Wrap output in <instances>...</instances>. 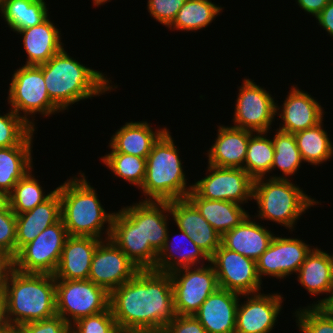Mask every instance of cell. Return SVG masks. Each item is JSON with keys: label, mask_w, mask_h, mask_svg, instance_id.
<instances>
[{"label": "cell", "mask_w": 333, "mask_h": 333, "mask_svg": "<svg viewBox=\"0 0 333 333\" xmlns=\"http://www.w3.org/2000/svg\"><path fill=\"white\" fill-rule=\"evenodd\" d=\"M169 210L178 229L184 231L210 258L221 245L222 235L204 219L188 198L169 201Z\"/></svg>", "instance_id": "18"}, {"label": "cell", "mask_w": 333, "mask_h": 333, "mask_svg": "<svg viewBox=\"0 0 333 333\" xmlns=\"http://www.w3.org/2000/svg\"><path fill=\"white\" fill-rule=\"evenodd\" d=\"M219 288L239 294H255L261 291L256 261L225 248L222 244L210 257Z\"/></svg>", "instance_id": "13"}, {"label": "cell", "mask_w": 333, "mask_h": 333, "mask_svg": "<svg viewBox=\"0 0 333 333\" xmlns=\"http://www.w3.org/2000/svg\"><path fill=\"white\" fill-rule=\"evenodd\" d=\"M11 326L7 320L6 299L3 289H0V333H9Z\"/></svg>", "instance_id": "49"}, {"label": "cell", "mask_w": 333, "mask_h": 333, "mask_svg": "<svg viewBox=\"0 0 333 333\" xmlns=\"http://www.w3.org/2000/svg\"><path fill=\"white\" fill-rule=\"evenodd\" d=\"M168 130L153 144L146 158V175L140 188L146 197L144 201L187 198L193 189V183L186 185L188 179L183 171L179 150Z\"/></svg>", "instance_id": "5"}, {"label": "cell", "mask_w": 333, "mask_h": 333, "mask_svg": "<svg viewBox=\"0 0 333 333\" xmlns=\"http://www.w3.org/2000/svg\"><path fill=\"white\" fill-rule=\"evenodd\" d=\"M16 33L23 36L22 44L27 53V61L24 65L38 66L46 63L64 47L61 42V33L49 17L39 25Z\"/></svg>", "instance_id": "27"}, {"label": "cell", "mask_w": 333, "mask_h": 333, "mask_svg": "<svg viewBox=\"0 0 333 333\" xmlns=\"http://www.w3.org/2000/svg\"><path fill=\"white\" fill-rule=\"evenodd\" d=\"M164 330L165 333H208L194 315H176Z\"/></svg>", "instance_id": "45"}, {"label": "cell", "mask_w": 333, "mask_h": 333, "mask_svg": "<svg viewBox=\"0 0 333 333\" xmlns=\"http://www.w3.org/2000/svg\"><path fill=\"white\" fill-rule=\"evenodd\" d=\"M71 327L72 333H121L110 307L101 313L78 319Z\"/></svg>", "instance_id": "41"}, {"label": "cell", "mask_w": 333, "mask_h": 333, "mask_svg": "<svg viewBox=\"0 0 333 333\" xmlns=\"http://www.w3.org/2000/svg\"><path fill=\"white\" fill-rule=\"evenodd\" d=\"M253 200L258 205L256 217L270 220L293 231L297 220L319 202L308 196L290 178H259L254 180Z\"/></svg>", "instance_id": "6"}, {"label": "cell", "mask_w": 333, "mask_h": 333, "mask_svg": "<svg viewBox=\"0 0 333 333\" xmlns=\"http://www.w3.org/2000/svg\"><path fill=\"white\" fill-rule=\"evenodd\" d=\"M124 333H165L164 329L132 330Z\"/></svg>", "instance_id": "51"}, {"label": "cell", "mask_w": 333, "mask_h": 333, "mask_svg": "<svg viewBox=\"0 0 333 333\" xmlns=\"http://www.w3.org/2000/svg\"><path fill=\"white\" fill-rule=\"evenodd\" d=\"M297 280L311 295L327 294L323 299L310 304L325 306L333 294V279L329 256L320 248H313L299 268ZM329 293V294H328Z\"/></svg>", "instance_id": "26"}, {"label": "cell", "mask_w": 333, "mask_h": 333, "mask_svg": "<svg viewBox=\"0 0 333 333\" xmlns=\"http://www.w3.org/2000/svg\"><path fill=\"white\" fill-rule=\"evenodd\" d=\"M11 327L56 315V280L46 273H24L15 268L2 287Z\"/></svg>", "instance_id": "3"}, {"label": "cell", "mask_w": 333, "mask_h": 333, "mask_svg": "<svg viewBox=\"0 0 333 333\" xmlns=\"http://www.w3.org/2000/svg\"><path fill=\"white\" fill-rule=\"evenodd\" d=\"M268 133L255 132L248 141L243 169L253 180L264 178L266 173L271 172L275 149L272 139L266 136Z\"/></svg>", "instance_id": "35"}, {"label": "cell", "mask_w": 333, "mask_h": 333, "mask_svg": "<svg viewBox=\"0 0 333 333\" xmlns=\"http://www.w3.org/2000/svg\"><path fill=\"white\" fill-rule=\"evenodd\" d=\"M327 134L323 122L315 127L294 133L303 162L319 166L333 158V143Z\"/></svg>", "instance_id": "34"}, {"label": "cell", "mask_w": 333, "mask_h": 333, "mask_svg": "<svg viewBox=\"0 0 333 333\" xmlns=\"http://www.w3.org/2000/svg\"><path fill=\"white\" fill-rule=\"evenodd\" d=\"M179 232H180L179 233L180 240L179 239L178 240L180 242L179 241H174V242L175 243L179 242V243H181V245H179V243H177L178 244L177 246H174L170 242V237H169L170 234H169V231L167 232V238H166L165 244L158 253L155 267L153 270H156L159 272L171 273L172 271L178 270L180 268L194 267V266L197 267L200 264L206 265L203 263L205 260L210 262V258L205 254V252L202 249H200L184 231L180 230ZM181 236H182V238H181ZM182 239H185L186 241L184 240L185 242H183ZM184 243L190 247L189 248L187 246L188 250H187V248H186V250H184L185 246H186V245H184V247L182 246V244H184ZM179 246H182V247H179ZM178 248H181V249H178ZM182 249H183V251H181ZM176 253L178 255H176ZM200 261L202 263H200Z\"/></svg>", "instance_id": "30"}, {"label": "cell", "mask_w": 333, "mask_h": 333, "mask_svg": "<svg viewBox=\"0 0 333 333\" xmlns=\"http://www.w3.org/2000/svg\"><path fill=\"white\" fill-rule=\"evenodd\" d=\"M100 159L115 176L136 185L138 189L141 188L146 175V158L124 153H108Z\"/></svg>", "instance_id": "38"}, {"label": "cell", "mask_w": 333, "mask_h": 333, "mask_svg": "<svg viewBox=\"0 0 333 333\" xmlns=\"http://www.w3.org/2000/svg\"><path fill=\"white\" fill-rule=\"evenodd\" d=\"M250 295V296H249ZM246 301L238 303L235 333H270L282 310L280 293L241 294Z\"/></svg>", "instance_id": "16"}, {"label": "cell", "mask_w": 333, "mask_h": 333, "mask_svg": "<svg viewBox=\"0 0 333 333\" xmlns=\"http://www.w3.org/2000/svg\"><path fill=\"white\" fill-rule=\"evenodd\" d=\"M32 147L17 145L0 148V191L9 194L14 185L33 169Z\"/></svg>", "instance_id": "31"}, {"label": "cell", "mask_w": 333, "mask_h": 333, "mask_svg": "<svg viewBox=\"0 0 333 333\" xmlns=\"http://www.w3.org/2000/svg\"><path fill=\"white\" fill-rule=\"evenodd\" d=\"M255 132L233 126H219L215 143L209 148L208 164L223 168H243L248 141Z\"/></svg>", "instance_id": "23"}, {"label": "cell", "mask_w": 333, "mask_h": 333, "mask_svg": "<svg viewBox=\"0 0 333 333\" xmlns=\"http://www.w3.org/2000/svg\"><path fill=\"white\" fill-rule=\"evenodd\" d=\"M253 81L245 78L239 87L233 127L268 132L275 120L277 102L275 103L271 93Z\"/></svg>", "instance_id": "11"}, {"label": "cell", "mask_w": 333, "mask_h": 333, "mask_svg": "<svg viewBox=\"0 0 333 333\" xmlns=\"http://www.w3.org/2000/svg\"><path fill=\"white\" fill-rule=\"evenodd\" d=\"M208 264L180 268L170 273L177 315H194L219 288L214 267L210 262Z\"/></svg>", "instance_id": "10"}, {"label": "cell", "mask_w": 333, "mask_h": 333, "mask_svg": "<svg viewBox=\"0 0 333 333\" xmlns=\"http://www.w3.org/2000/svg\"><path fill=\"white\" fill-rule=\"evenodd\" d=\"M330 0H296L299 7L307 14L316 17Z\"/></svg>", "instance_id": "48"}, {"label": "cell", "mask_w": 333, "mask_h": 333, "mask_svg": "<svg viewBox=\"0 0 333 333\" xmlns=\"http://www.w3.org/2000/svg\"><path fill=\"white\" fill-rule=\"evenodd\" d=\"M9 208V194L0 191V211H6Z\"/></svg>", "instance_id": "50"}, {"label": "cell", "mask_w": 333, "mask_h": 333, "mask_svg": "<svg viewBox=\"0 0 333 333\" xmlns=\"http://www.w3.org/2000/svg\"><path fill=\"white\" fill-rule=\"evenodd\" d=\"M9 333H28L22 326L11 327Z\"/></svg>", "instance_id": "52"}, {"label": "cell", "mask_w": 333, "mask_h": 333, "mask_svg": "<svg viewBox=\"0 0 333 333\" xmlns=\"http://www.w3.org/2000/svg\"><path fill=\"white\" fill-rule=\"evenodd\" d=\"M241 294L218 288L194 314L208 333H235Z\"/></svg>", "instance_id": "20"}, {"label": "cell", "mask_w": 333, "mask_h": 333, "mask_svg": "<svg viewBox=\"0 0 333 333\" xmlns=\"http://www.w3.org/2000/svg\"><path fill=\"white\" fill-rule=\"evenodd\" d=\"M61 219L60 194H53L34 209L16 215V255L27 243L33 241L44 229Z\"/></svg>", "instance_id": "24"}, {"label": "cell", "mask_w": 333, "mask_h": 333, "mask_svg": "<svg viewBox=\"0 0 333 333\" xmlns=\"http://www.w3.org/2000/svg\"><path fill=\"white\" fill-rule=\"evenodd\" d=\"M28 333H72L71 324L59 315L22 325Z\"/></svg>", "instance_id": "44"}, {"label": "cell", "mask_w": 333, "mask_h": 333, "mask_svg": "<svg viewBox=\"0 0 333 333\" xmlns=\"http://www.w3.org/2000/svg\"><path fill=\"white\" fill-rule=\"evenodd\" d=\"M328 256H329V261H330V266H331V275H332V279H333V254H329L328 253Z\"/></svg>", "instance_id": "54"}, {"label": "cell", "mask_w": 333, "mask_h": 333, "mask_svg": "<svg viewBox=\"0 0 333 333\" xmlns=\"http://www.w3.org/2000/svg\"><path fill=\"white\" fill-rule=\"evenodd\" d=\"M0 250L16 256V215L10 207L0 211Z\"/></svg>", "instance_id": "42"}, {"label": "cell", "mask_w": 333, "mask_h": 333, "mask_svg": "<svg viewBox=\"0 0 333 333\" xmlns=\"http://www.w3.org/2000/svg\"><path fill=\"white\" fill-rule=\"evenodd\" d=\"M78 174L79 177H71L56 188L61 200V219L67 233L69 236H90L101 240L104 234L108 239L114 212L105 211L85 174Z\"/></svg>", "instance_id": "4"}, {"label": "cell", "mask_w": 333, "mask_h": 333, "mask_svg": "<svg viewBox=\"0 0 333 333\" xmlns=\"http://www.w3.org/2000/svg\"><path fill=\"white\" fill-rule=\"evenodd\" d=\"M140 269L110 239L102 240L92 257L89 272L91 282L109 293L132 279Z\"/></svg>", "instance_id": "14"}, {"label": "cell", "mask_w": 333, "mask_h": 333, "mask_svg": "<svg viewBox=\"0 0 333 333\" xmlns=\"http://www.w3.org/2000/svg\"><path fill=\"white\" fill-rule=\"evenodd\" d=\"M222 9L211 0H187L168 29L198 31L211 24Z\"/></svg>", "instance_id": "33"}, {"label": "cell", "mask_w": 333, "mask_h": 333, "mask_svg": "<svg viewBox=\"0 0 333 333\" xmlns=\"http://www.w3.org/2000/svg\"><path fill=\"white\" fill-rule=\"evenodd\" d=\"M274 236L271 230L252 221L248 215L239 225L222 235L221 244L229 250L257 261L267 250Z\"/></svg>", "instance_id": "25"}, {"label": "cell", "mask_w": 333, "mask_h": 333, "mask_svg": "<svg viewBox=\"0 0 333 333\" xmlns=\"http://www.w3.org/2000/svg\"><path fill=\"white\" fill-rule=\"evenodd\" d=\"M140 269H154L158 252L145 242L142 223H134L122 210L114 212L109 237Z\"/></svg>", "instance_id": "17"}, {"label": "cell", "mask_w": 333, "mask_h": 333, "mask_svg": "<svg viewBox=\"0 0 333 333\" xmlns=\"http://www.w3.org/2000/svg\"><path fill=\"white\" fill-rule=\"evenodd\" d=\"M63 220L44 229L14 257V268L24 273L54 274L68 238Z\"/></svg>", "instance_id": "9"}, {"label": "cell", "mask_w": 333, "mask_h": 333, "mask_svg": "<svg viewBox=\"0 0 333 333\" xmlns=\"http://www.w3.org/2000/svg\"><path fill=\"white\" fill-rule=\"evenodd\" d=\"M44 0H3L1 16L11 28L17 32L41 24L48 16V8Z\"/></svg>", "instance_id": "32"}, {"label": "cell", "mask_w": 333, "mask_h": 333, "mask_svg": "<svg viewBox=\"0 0 333 333\" xmlns=\"http://www.w3.org/2000/svg\"><path fill=\"white\" fill-rule=\"evenodd\" d=\"M14 269V257L8 252L0 250V289L4 282L9 278L10 273Z\"/></svg>", "instance_id": "47"}, {"label": "cell", "mask_w": 333, "mask_h": 333, "mask_svg": "<svg viewBox=\"0 0 333 333\" xmlns=\"http://www.w3.org/2000/svg\"><path fill=\"white\" fill-rule=\"evenodd\" d=\"M56 314L67 323L95 315L109 308L110 293L85 280H56Z\"/></svg>", "instance_id": "8"}, {"label": "cell", "mask_w": 333, "mask_h": 333, "mask_svg": "<svg viewBox=\"0 0 333 333\" xmlns=\"http://www.w3.org/2000/svg\"><path fill=\"white\" fill-rule=\"evenodd\" d=\"M286 96L283 107L276 104V115L283 122L278 130L294 134L315 127L323 121V107L307 92L293 85Z\"/></svg>", "instance_id": "19"}, {"label": "cell", "mask_w": 333, "mask_h": 333, "mask_svg": "<svg viewBox=\"0 0 333 333\" xmlns=\"http://www.w3.org/2000/svg\"><path fill=\"white\" fill-rule=\"evenodd\" d=\"M167 130L152 129L147 121L126 122L112 135L109 147L110 153H124L137 157L147 158L153 144Z\"/></svg>", "instance_id": "28"}, {"label": "cell", "mask_w": 333, "mask_h": 333, "mask_svg": "<svg viewBox=\"0 0 333 333\" xmlns=\"http://www.w3.org/2000/svg\"><path fill=\"white\" fill-rule=\"evenodd\" d=\"M293 314L301 333H333V314L324 306L300 307Z\"/></svg>", "instance_id": "40"}, {"label": "cell", "mask_w": 333, "mask_h": 333, "mask_svg": "<svg viewBox=\"0 0 333 333\" xmlns=\"http://www.w3.org/2000/svg\"><path fill=\"white\" fill-rule=\"evenodd\" d=\"M93 1V4H94V6L96 5V6H101L102 4H104L105 2L107 3L108 1H110V0H92Z\"/></svg>", "instance_id": "53"}, {"label": "cell", "mask_w": 333, "mask_h": 333, "mask_svg": "<svg viewBox=\"0 0 333 333\" xmlns=\"http://www.w3.org/2000/svg\"><path fill=\"white\" fill-rule=\"evenodd\" d=\"M0 114V148L17 145H32L35 129L11 108Z\"/></svg>", "instance_id": "39"}, {"label": "cell", "mask_w": 333, "mask_h": 333, "mask_svg": "<svg viewBox=\"0 0 333 333\" xmlns=\"http://www.w3.org/2000/svg\"><path fill=\"white\" fill-rule=\"evenodd\" d=\"M32 169L19 180L9 193V207L15 215L34 209L37 205L46 201L56 190L48 192L47 195L43 191L39 180L32 175Z\"/></svg>", "instance_id": "37"}, {"label": "cell", "mask_w": 333, "mask_h": 333, "mask_svg": "<svg viewBox=\"0 0 333 333\" xmlns=\"http://www.w3.org/2000/svg\"><path fill=\"white\" fill-rule=\"evenodd\" d=\"M2 4H3V0H0V9H1Z\"/></svg>", "instance_id": "55"}, {"label": "cell", "mask_w": 333, "mask_h": 333, "mask_svg": "<svg viewBox=\"0 0 333 333\" xmlns=\"http://www.w3.org/2000/svg\"><path fill=\"white\" fill-rule=\"evenodd\" d=\"M101 239L90 236H68L55 271V280L89 278L93 254Z\"/></svg>", "instance_id": "22"}, {"label": "cell", "mask_w": 333, "mask_h": 333, "mask_svg": "<svg viewBox=\"0 0 333 333\" xmlns=\"http://www.w3.org/2000/svg\"><path fill=\"white\" fill-rule=\"evenodd\" d=\"M187 198L195 205L204 219L220 234L239 225L249 212L232 201L209 200L201 198L193 189Z\"/></svg>", "instance_id": "29"}, {"label": "cell", "mask_w": 333, "mask_h": 333, "mask_svg": "<svg viewBox=\"0 0 333 333\" xmlns=\"http://www.w3.org/2000/svg\"><path fill=\"white\" fill-rule=\"evenodd\" d=\"M315 18L328 35L333 37V0H330Z\"/></svg>", "instance_id": "46"}, {"label": "cell", "mask_w": 333, "mask_h": 333, "mask_svg": "<svg viewBox=\"0 0 333 333\" xmlns=\"http://www.w3.org/2000/svg\"><path fill=\"white\" fill-rule=\"evenodd\" d=\"M187 0H148L147 10L160 24L169 27Z\"/></svg>", "instance_id": "43"}, {"label": "cell", "mask_w": 333, "mask_h": 333, "mask_svg": "<svg viewBox=\"0 0 333 333\" xmlns=\"http://www.w3.org/2000/svg\"><path fill=\"white\" fill-rule=\"evenodd\" d=\"M109 307L121 333L165 329L177 315L170 273L139 270L110 292Z\"/></svg>", "instance_id": "1"}, {"label": "cell", "mask_w": 333, "mask_h": 333, "mask_svg": "<svg viewBox=\"0 0 333 333\" xmlns=\"http://www.w3.org/2000/svg\"><path fill=\"white\" fill-rule=\"evenodd\" d=\"M207 166L209 174L193 184V190L201 198L232 201L240 205L253 200L254 180L243 168Z\"/></svg>", "instance_id": "12"}, {"label": "cell", "mask_w": 333, "mask_h": 333, "mask_svg": "<svg viewBox=\"0 0 333 333\" xmlns=\"http://www.w3.org/2000/svg\"><path fill=\"white\" fill-rule=\"evenodd\" d=\"M312 249L302 239L275 235L267 250L256 261L260 280L264 275L283 279L293 273L297 274Z\"/></svg>", "instance_id": "15"}, {"label": "cell", "mask_w": 333, "mask_h": 333, "mask_svg": "<svg viewBox=\"0 0 333 333\" xmlns=\"http://www.w3.org/2000/svg\"><path fill=\"white\" fill-rule=\"evenodd\" d=\"M11 109L34 129V116H51L62 110L50 99L42 69L37 65H23L14 71L7 98ZM22 111V112H21ZM33 117V120L29 119ZM29 116V117H28Z\"/></svg>", "instance_id": "7"}, {"label": "cell", "mask_w": 333, "mask_h": 333, "mask_svg": "<svg viewBox=\"0 0 333 333\" xmlns=\"http://www.w3.org/2000/svg\"><path fill=\"white\" fill-rule=\"evenodd\" d=\"M121 210L134 222L142 223V234L145 242L159 253L163 248L171 218L169 201H139ZM166 213V214H165ZM168 213V214H167Z\"/></svg>", "instance_id": "21"}, {"label": "cell", "mask_w": 333, "mask_h": 333, "mask_svg": "<svg viewBox=\"0 0 333 333\" xmlns=\"http://www.w3.org/2000/svg\"><path fill=\"white\" fill-rule=\"evenodd\" d=\"M272 138L274 144V162L271 167V172L274 169H280L282 175L270 176L269 178L287 179L289 176L296 174L303 162L300 150L297 147L294 134L287 133L276 129V134Z\"/></svg>", "instance_id": "36"}, {"label": "cell", "mask_w": 333, "mask_h": 333, "mask_svg": "<svg viewBox=\"0 0 333 333\" xmlns=\"http://www.w3.org/2000/svg\"><path fill=\"white\" fill-rule=\"evenodd\" d=\"M38 66L42 69L50 99L62 111L68 110L75 102L114 90L110 78L81 64L64 48L48 62Z\"/></svg>", "instance_id": "2"}]
</instances>
